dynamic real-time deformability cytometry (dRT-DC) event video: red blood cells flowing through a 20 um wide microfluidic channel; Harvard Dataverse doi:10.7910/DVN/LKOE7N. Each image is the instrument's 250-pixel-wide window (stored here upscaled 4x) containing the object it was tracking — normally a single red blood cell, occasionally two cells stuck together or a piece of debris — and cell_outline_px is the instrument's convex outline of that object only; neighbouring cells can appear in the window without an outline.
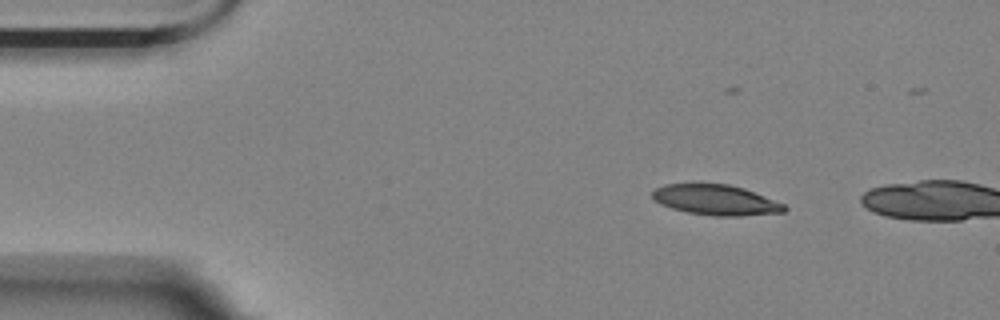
{"species": "Egyptian fruit bat (a non-hibernating species)", "species_latin": "Rousettus aegyptiacus", "temperature_condition": "room temperature", "stored_images_in_passage": 3, "camera_frame_rate_fps": 3000, "um_per_image_px": 0.085, "animal": {"sex": "female"}, "frame": {"image": 1, "passage_image": 1, "time_ms": 0.0, "image_size_px": [1000, 320], "cell_outline_px": [[788, 208], [784, 212], [740, 216], [712, 216], [688, 212], [672, 208], [660, 204], [652, 200], [652, 192], [656, 188], [664, 184], [728, 184], [744, 188], [784, 204]], "centroid_in_image_um": [60.82, 17.0], "position_along_channel_um": 24.2, "area_um2": 23.29}}